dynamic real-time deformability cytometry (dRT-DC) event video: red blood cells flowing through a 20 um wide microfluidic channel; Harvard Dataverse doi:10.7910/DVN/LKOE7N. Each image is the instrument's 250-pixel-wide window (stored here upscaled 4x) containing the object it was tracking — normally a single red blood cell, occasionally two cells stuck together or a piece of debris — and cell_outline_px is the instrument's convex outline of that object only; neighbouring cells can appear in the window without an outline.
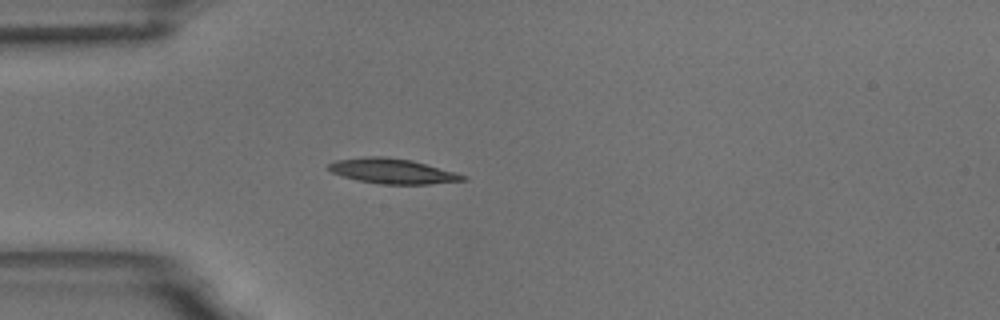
{"species": "common noctule bat (a hibernating species)", "species_latin": "Nyctalus noctula", "temperature_condition": "room temperature", "stored_images_in_passage": 7, "camera_frame_rate_fps": 3000, "um_per_image_px": 0.085, "animal": {"sex": "male", "body_mass_g": 18.8}, "frame": {"image": 1, "passage_image": 1, "time_ms": 0.0, "image_size_px": [1000, 320], "cell_outline_px": [[468, 180], [428, 184], [380, 184], [356, 180], [332, 172], [328, 168], [328, 164], [336, 160], [364, 156], [384, 156], [412, 160], [456, 172], [468, 176]], "centroid_in_image_um": [33.39, 14.54], "position_along_channel_um": 51.6, "area_um2": 19.71}}
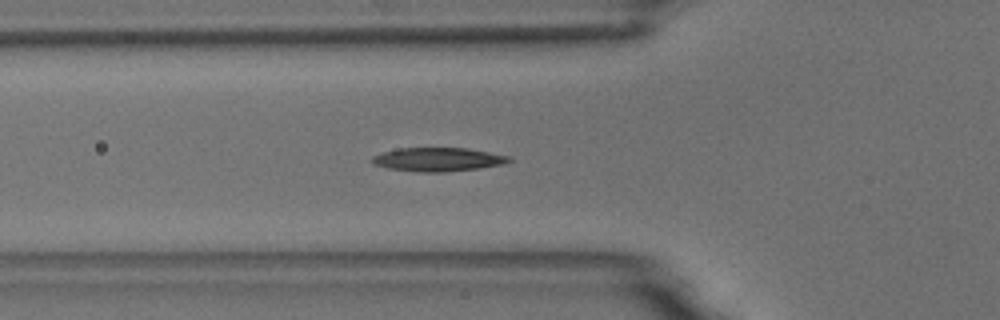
{"frame": {"image": 2, "passage_image": 5, "time_ms": 1.333, "image_size_px": [1000, 320], "cell_outline_px": [[512, 160], [504, 164], [480, 168], [444, 172], [416, 172], [388, 168], [372, 164], [372, 156], [384, 152], [400, 148], [468, 148], [512, 156]], "centroid_in_image_um": [37.27, 13.55], "position_along_channel_um": 88.5, "area_um2": 19.02}}